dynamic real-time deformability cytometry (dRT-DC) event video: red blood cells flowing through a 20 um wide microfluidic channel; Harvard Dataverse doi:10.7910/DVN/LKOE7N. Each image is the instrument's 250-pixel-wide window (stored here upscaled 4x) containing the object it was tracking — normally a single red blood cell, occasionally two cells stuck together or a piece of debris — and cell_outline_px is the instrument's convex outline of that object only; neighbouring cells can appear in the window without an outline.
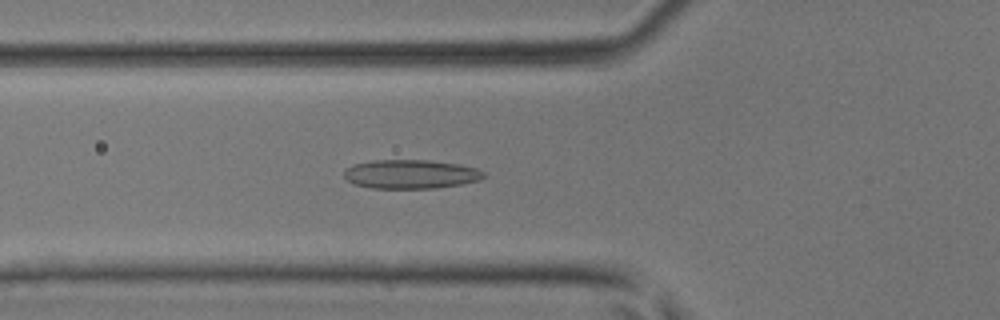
{"species": "common noctule bat (a hibernating species)", "species_latin": "Nyctalus noctula", "temperature_condition": "room temperature", "stored_images_in_passage": 8, "camera_frame_rate_fps": 3000, "um_per_image_px": 0.085, "animal": {"sex": "male", "body_mass_g": 17.9, "forearm_length_mm": 54.2}, "frame": {"image": 1, "passage_image": 4, "time_ms": 1.0, "image_size_px": [1000, 320], "cell_outline_px": [[484, 176], [480, 180], [464, 184], [436, 188], [372, 188], [356, 184], [348, 180], [344, 176], [344, 172], [352, 164], [372, 160], [428, 160], [460, 164], [476, 168], [484, 172]], "centroid_in_image_um": [34.94, 14.8], "position_along_channel_um": 90.9, "area_um2": 23.58}}